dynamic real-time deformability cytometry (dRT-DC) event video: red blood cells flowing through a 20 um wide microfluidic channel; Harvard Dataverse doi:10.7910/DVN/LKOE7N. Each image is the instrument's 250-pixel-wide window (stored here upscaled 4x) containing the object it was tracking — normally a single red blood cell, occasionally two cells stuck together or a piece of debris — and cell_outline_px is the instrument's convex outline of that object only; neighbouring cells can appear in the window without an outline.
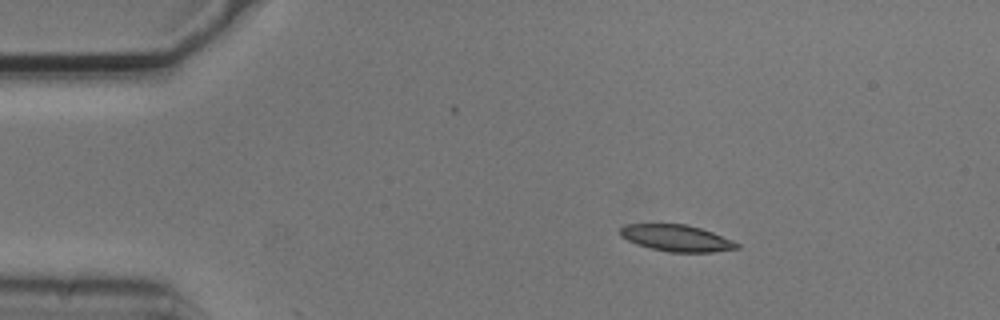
{"species": "common noctule bat (a hibernating species)", "species_latin": "Nyctalus noctula", "temperature_condition": "cold", "stored_images_in_passage": 5, "segment_of_instrument_passage": [1, 2], "camera_frame_rate_fps": 3000, "um_per_image_px": 0.085, "animal": {"sex": "male", "body_mass_g": 20.5, "forearm_length_mm": 52.5}, "frame": {"image": 1, "passage_image": 2, "time_ms": 0.333, "image_size_px": [1000, 320], "cell_outline_px": [[740, 248], [712, 252], [668, 252], [636, 244], [620, 236], [620, 228], [624, 224], [688, 224], [712, 232], [732, 240], [740, 244]], "centroid_in_image_um": [57.5, 20.23], "position_along_channel_um": 27.5, "area_um2": 18.03}}